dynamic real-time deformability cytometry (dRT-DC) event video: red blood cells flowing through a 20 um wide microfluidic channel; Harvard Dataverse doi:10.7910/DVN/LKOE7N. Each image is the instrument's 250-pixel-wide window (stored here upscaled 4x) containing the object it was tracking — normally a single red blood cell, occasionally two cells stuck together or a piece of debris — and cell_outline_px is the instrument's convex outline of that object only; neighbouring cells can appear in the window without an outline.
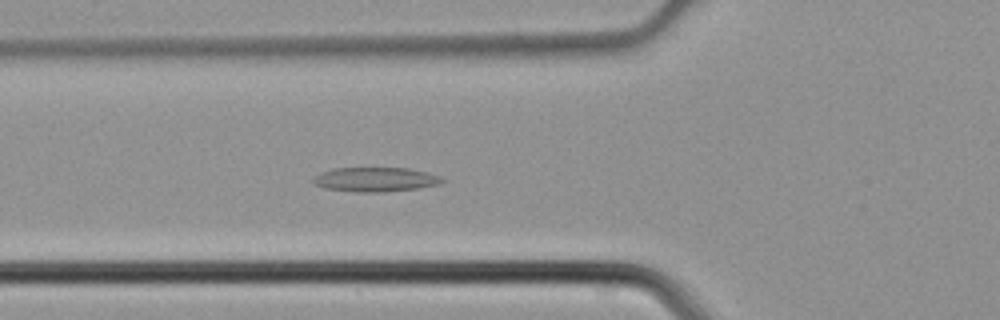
{"species": "common noctule bat (a hibernating species)", "species_latin": "Nyctalus noctula", "temperature_condition": "cold", "stored_images_in_passage": 40, "camera_frame_rate_fps": 3000, "um_per_image_px": 0.085, "animal": {"sex": "male", "body_mass_g": 21.5, "forearm_length_mm": 52.0}, "frame": {"image": 1, "passage_image": 11, "time_ms": 3.333, "image_size_px": [1000, 320], "cell_outline_px": [[444, 180], [440, 184], [420, 188], [380, 192], [356, 192], [324, 188], [312, 184], [312, 180], [320, 172], [332, 168], [408, 168], [440, 176]], "centroid_in_image_um": [31.86, 15.26], "position_along_channel_um": 93.9, "area_um2": 18.32}}
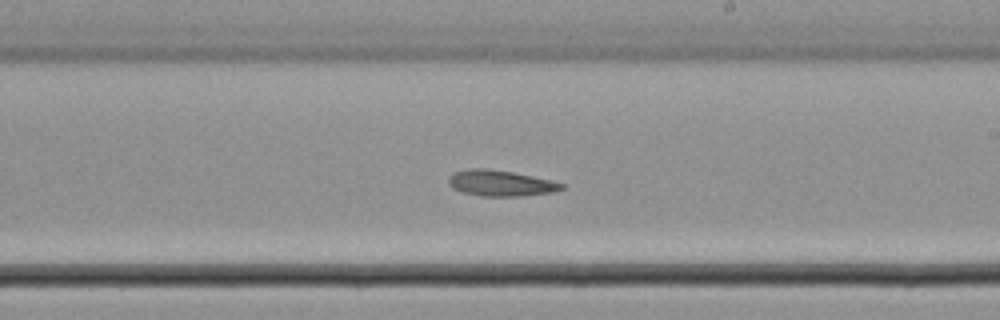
{"frame": {"image": 2, "passage_image": 21, "time_ms": 6.667, "image_size_px": [1000, 320], "cell_outline_px": [[564, 188], [552, 192], [520, 196], [480, 196], [464, 192], [452, 188], [448, 184], [448, 176], [456, 172], [472, 168], [484, 168], [512, 172], [548, 180], [564, 184]], "centroid_in_image_um": [42.5, 15.57], "position_along_channel_um": 246.5, "area_um2": 16.76}}
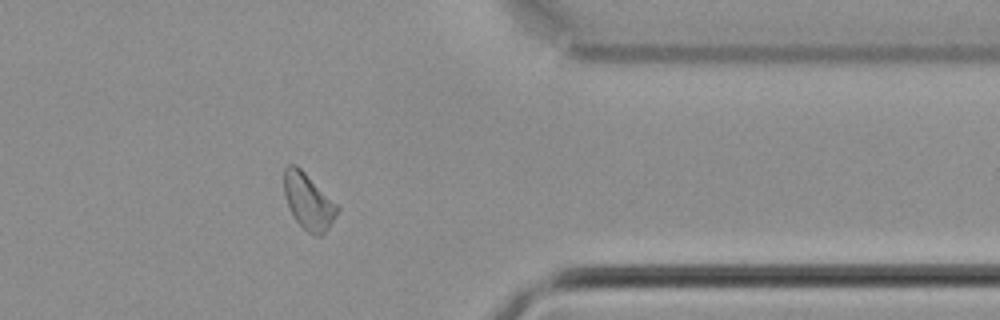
{"frame": {"image": 3, "passage_image": 31, "time_ms": 10.0, "image_size_px": [1000, 320], "cell_outline_px": [[340, 208], [336, 216], [328, 228], [320, 236], [316, 236], [308, 232], [296, 220], [284, 196], [284, 168], [288, 164], [296, 164]], "centroid_in_image_um": [26.2, 17.11], "position_along_channel_um": 385.2, "area_um2": 16.94}}